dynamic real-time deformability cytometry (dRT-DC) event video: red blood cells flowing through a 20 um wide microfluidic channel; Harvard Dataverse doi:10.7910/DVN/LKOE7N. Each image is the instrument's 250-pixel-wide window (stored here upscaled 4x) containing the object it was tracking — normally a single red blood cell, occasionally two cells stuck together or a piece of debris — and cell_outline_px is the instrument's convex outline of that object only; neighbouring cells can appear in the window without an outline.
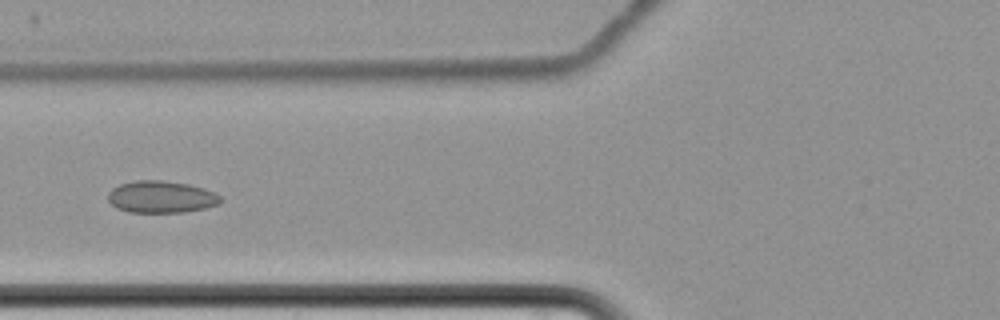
{"species": "common noctule bat (a hibernating species)", "species_latin": "Nyctalus noctula", "temperature_condition": "cold", "stored_images_in_passage": 6, "camera_frame_rate_fps": 3000, "um_per_image_px": 0.085, "animal": {"sex": "female", "body_mass_g": 22.7, "forearm_length_mm": 54.2}, "frame": {"image": 1, "passage_image": 5, "time_ms": 5.0, "image_size_px": [1000, 320], "cell_outline_px": [[220, 204], [204, 208], [184, 212], [128, 212], [116, 208], [108, 200], [108, 192], [112, 188], [120, 184], [136, 180], [160, 180], [188, 184], [204, 188], [216, 192], [220, 196]], "centroid_in_image_um": [13.69, 16.73], "position_along_channel_um": 112.1, "area_um2": 21.04}}
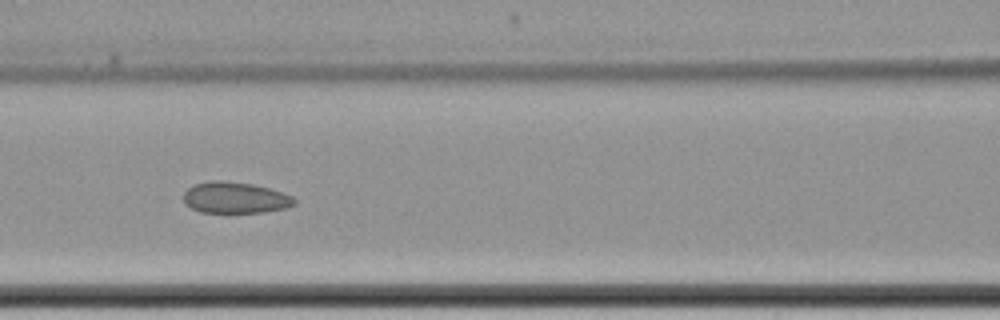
{"frame": {"image": 2, "passage_image": 6, "time_ms": 6.0, "image_size_px": [1000, 320], "cell_outline_px": [[296, 204], [284, 208], [264, 212], [200, 212], [184, 204], [184, 192], [188, 188], [196, 184], [212, 180], [216, 180], [252, 184], [268, 188], [292, 196], [296, 200]], "centroid_in_image_um": [19.97, 16.81], "position_along_channel_um": 146.6, "area_um2": 19.94}}